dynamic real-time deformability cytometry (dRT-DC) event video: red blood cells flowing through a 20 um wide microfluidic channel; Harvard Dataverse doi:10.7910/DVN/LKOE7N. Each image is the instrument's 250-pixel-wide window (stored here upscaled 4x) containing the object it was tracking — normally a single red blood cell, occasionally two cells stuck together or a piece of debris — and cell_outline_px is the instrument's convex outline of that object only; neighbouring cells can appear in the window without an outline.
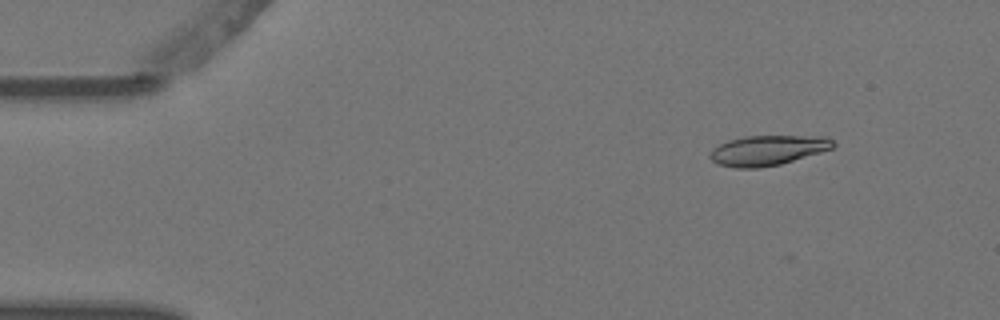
{"species": "Egyptian fruit bat (a non-hibernating species)", "species_latin": "Rousettus aegyptiacus", "temperature_condition": "warm", "stored_images_in_passage": 8, "camera_frame_rate_fps": 3000, "um_per_image_px": 0.085, "animal": {"sex": "female"}, "frame": {"image": 1, "passage_image": 3, "time_ms": 0.667, "image_size_px": [1000, 320], "cell_outline_px": [[836, 144], [832, 148], [820, 152], [780, 164], [760, 168], [736, 168], [720, 164], [712, 160], [708, 156], [720, 144], [728, 140], [748, 136], [824, 136], [832, 140]], "centroid_in_image_um": [65.27, 12.77], "position_along_channel_um": 19.7, "area_um2": 21.21}}
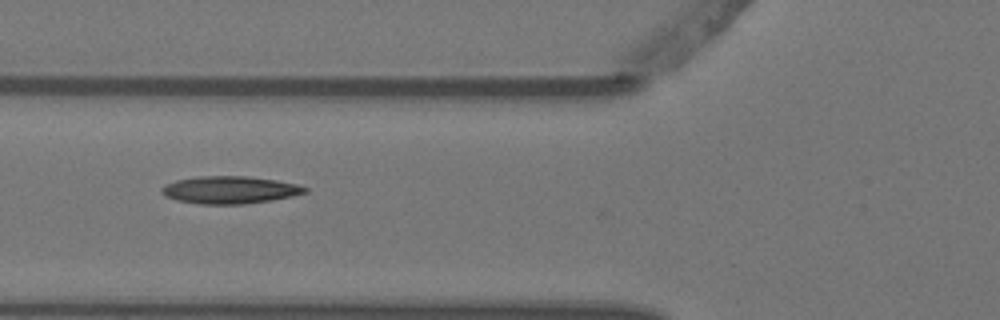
{"frame": {"image": 2, "passage_image": 7, "time_ms": 2.0, "image_size_px": [1000, 320], "cell_outline_px": [[308, 192], [292, 196], [272, 200], [244, 204], [200, 204], [176, 200], [164, 196], [160, 192], [160, 188], [164, 184], [176, 180], [200, 176], [248, 176], [276, 180], [296, 184], [308, 188]], "centroid_in_image_um": [19.5, 16.14], "position_along_channel_um": 106.3, "area_um2": 23.06}}
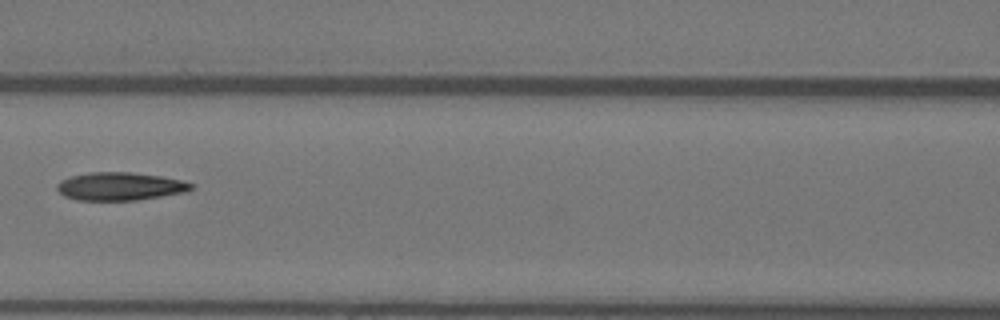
{"frame": {"image": 3, "passage_image": 8, "time_ms": 2.333, "image_size_px": [1000, 320], "cell_outline_px": [[196, 184], [192, 188], [184, 192], [136, 200], [76, 200], [64, 196], [56, 188], [56, 184], [60, 180], [72, 176], [88, 172], [128, 172], [160, 176], [180, 180]], "centroid_in_image_um": [10.16, 15.84], "position_along_channel_um": 156.4, "area_um2": 21.79}}